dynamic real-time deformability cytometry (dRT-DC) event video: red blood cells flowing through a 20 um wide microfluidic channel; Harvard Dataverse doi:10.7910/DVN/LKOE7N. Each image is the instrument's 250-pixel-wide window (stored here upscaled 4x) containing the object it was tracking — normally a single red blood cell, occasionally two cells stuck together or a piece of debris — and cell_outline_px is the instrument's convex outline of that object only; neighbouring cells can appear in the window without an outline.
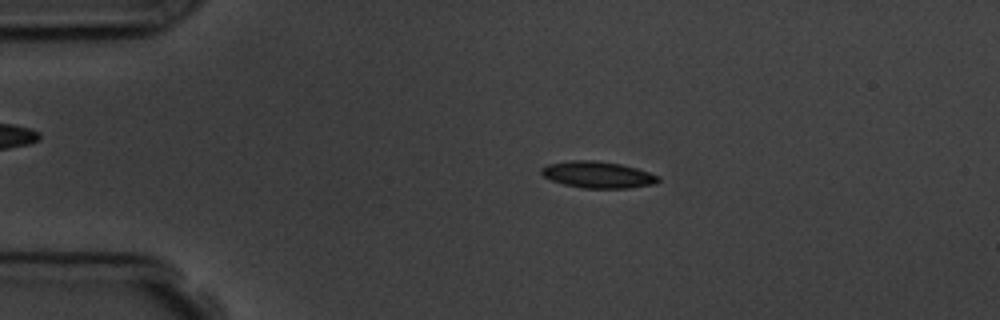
{"species": "common noctule bat (a hibernating species)", "species_latin": "Nyctalus noctula", "temperature_condition": "room temperature", "stored_images_in_passage": 8, "camera_frame_rate_fps": 3000, "um_per_image_px": 0.085, "animal": {"sex": "male", "body_mass_g": 19.5, "forearm_length_mm": 54.6}, "frame": {"image": 1, "passage_image": 3, "time_ms": 2.333, "image_size_px": [1000, 320], "cell_outline_px": [[660, 180], [656, 184], [628, 188], [580, 188], [564, 184], [552, 180], [544, 176], [540, 172], [540, 168], [548, 164], [572, 160], [596, 160], [620, 164], [636, 168], [660, 176]], "centroid_in_image_um": [50.82, 14.85], "position_along_channel_um": 34.2, "area_um2": 18.15}}
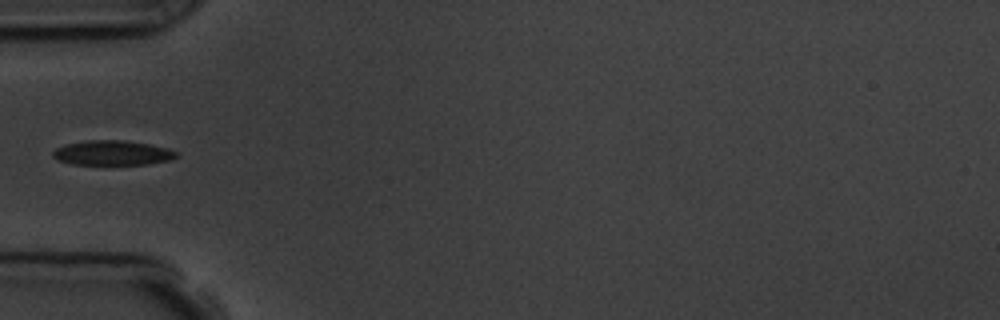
{"frame": {"image": 2, "passage_image": 5, "time_ms": 4.667, "image_size_px": [1000, 320], "cell_outline_px": [[180, 156], [172, 160], [148, 164], [72, 164], [60, 160], [52, 156], [52, 152], [56, 148], [68, 144], [88, 140], [124, 140], [148, 144], [168, 148], [176, 152]], "centroid_in_image_um": [9.61, 12.99], "position_along_channel_um": 75.4, "area_um2": 17.69}}
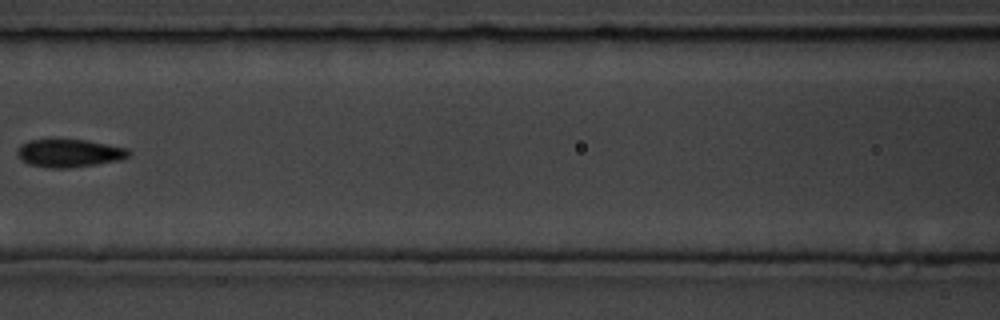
{"frame": {"image": 3, "passage_image": 7, "time_ms": 7.0, "image_size_px": [1000, 320], "cell_outline_px": [[132, 152], [128, 156], [120, 160], [96, 164], [64, 168], [48, 168], [28, 164], [20, 160], [16, 152], [20, 144], [28, 140], [84, 140], [128, 148]], "centroid_in_image_um": [5.85, 13.02], "position_along_channel_um": 160.7, "area_um2": 18.09}}